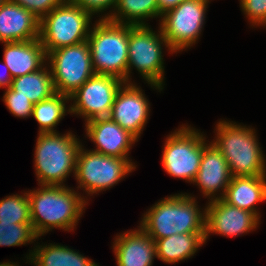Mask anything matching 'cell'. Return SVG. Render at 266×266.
I'll return each instance as SVG.
<instances>
[{
  "label": "cell",
  "mask_w": 266,
  "mask_h": 266,
  "mask_svg": "<svg viewBox=\"0 0 266 266\" xmlns=\"http://www.w3.org/2000/svg\"><path fill=\"white\" fill-rule=\"evenodd\" d=\"M27 195L32 226L39 237L54 228L74 231L87 203L84 196L65 185H41L40 189L27 191Z\"/></svg>",
  "instance_id": "cell-1"
},
{
  "label": "cell",
  "mask_w": 266,
  "mask_h": 266,
  "mask_svg": "<svg viewBox=\"0 0 266 266\" xmlns=\"http://www.w3.org/2000/svg\"><path fill=\"white\" fill-rule=\"evenodd\" d=\"M197 206L193 196L182 193L170 195L144 214L140 227L154 241L175 234L205 233V209L203 213Z\"/></svg>",
  "instance_id": "cell-2"
},
{
  "label": "cell",
  "mask_w": 266,
  "mask_h": 266,
  "mask_svg": "<svg viewBox=\"0 0 266 266\" xmlns=\"http://www.w3.org/2000/svg\"><path fill=\"white\" fill-rule=\"evenodd\" d=\"M216 131L211 143L226 159L232 177L266 176L265 155L254 129L224 120L218 122Z\"/></svg>",
  "instance_id": "cell-3"
},
{
  "label": "cell",
  "mask_w": 266,
  "mask_h": 266,
  "mask_svg": "<svg viewBox=\"0 0 266 266\" xmlns=\"http://www.w3.org/2000/svg\"><path fill=\"white\" fill-rule=\"evenodd\" d=\"M128 40V24L98 20L87 39L95 74L114 76L127 83Z\"/></svg>",
  "instance_id": "cell-4"
},
{
  "label": "cell",
  "mask_w": 266,
  "mask_h": 266,
  "mask_svg": "<svg viewBox=\"0 0 266 266\" xmlns=\"http://www.w3.org/2000/svg\"><path fill=\"white\" fill-rule=\"evenodd\" d=\"M72 132L38 133L35 146V173L39 185L64 186L71 172L75 173L76 158L81 147Z\"/></svg>",
  "instance_id": "cell-5"
},
{
  "label": "cell",
  "mask_w": 266,
  "mask_h": 266,
  "mask_svg": "<svg viewBox=\"0 0 266 266\" xmlns=\"http://www.w3.org/2000/svg\"><path fill=\"white\" fill-rule=\"evenodd\" d=\"M92 15L64 0L40 20V41L46 55L63 47L87 41Z\"/></svg>",
  "instance_id": "cell-6"
},
{
  "label": "cell",
  "mask_w": 266,
  "mask_h": 266,
  "mask_svg": "<svg viewBox=\"0 0 266 266\" xmlns=\"http://www.w3.org/2000/svg\"><path fill=\"white\" fill-rule=\"evenodd\" d=\"M160 30V31H159ZM158 34L148 25H129L127 83L131 67H135L146 83L162 91L164 66L162 45L170 49L159 27Z\"/></svg>",
  "instance_id": "cell-7"
},
{
  "label": "cell",
  "mask_w": 266,
  "mask_h": 266,
  "mask_svg": "<svg viewBox=\"0 0 266 266\" xmlns=\"http://www.w3.org/2000/svg\"><path fill=\"white\" fill-rule=\"evenodd\" d=\"M129 158L103 155L92 150L79 148L74 177L89 195L116 185L136 167Z\"/></svg>",
  "instance_id": "cell-8"
},
{
  "label": "cell",
  "mask_w": 266,
  "mask_h": 266,
  "mask_svg": "<svg viewBox=\"0 0 266 266\" xmlns=\"http://www.w3.org/2000/svg\"><path fill=\"white\" fill-rule=\"evenodd\" d=\"M203 151V134L184 125L166 138L161 157L163 168L170 176L192 183L198 173Z\"/></svg>",
  "instance_id": "cell-9"
},
{
  "label": "cell",
  "mask_w": 266,
  "mask_h": 266,
  "mask_svg": "<svg viewBox=\"0 0 266 266\" xmlns=\"http://www.w3.org/2000/svg\"><path fill=\"white\" fill-rule=\"evenodd\" d=\"M56 93L70 96L95 75L87 41L47 54Z\"/></svg>",
  "instance_id": "cell-10"
},
{
  "label": "cell",
  "mask_w": 266,
  "mask_h": 266,
  "mask_svg": "<svg viewBox=\"0 0 266 266\" xmlns=\"http://www.w3.org/2000/svg\"><path fill=\"white\" fill-rule=\"evenodd\" d=\"M210 0H185L161 16L160 29L173 52L191 47L199 39Z\"/></svg>",
  "instance_id": "cell-11"
},
{
  "label": "cell",
  "mask_w": 266,
  "mask_h": 266,
  "mask_svg": "<svg viewBox=\"0 0 266 266\" xmlns=\"http://www.w3.org/2000/svg\"><path fill=\"white\" fill-rule=\"evenodd\" d=\"M123 83L114 76L93 75L70 95L74 102L67 112L83 116L86 122L109 117L116 93Z\"/></svg>",
  "instance_id": "cell-12"
},
{
  "label": "cell",
  "mask_w": 266,
  "mask_h": 266,
  "mask_svg": "<svg viewBox=\"0 0 266 266\" xmlns=\"http://www.w3.org/2000/svg\"><path fill=\"white\" fill-rule=\"evenodd\" d=\"M207 204L205 242L210 233L234 237L250 232L259 224L254 213L232 206L222 198L209 200Z\"/></svg>",
  "instance_id": "cell-13"
},
{
  "label": "cell",
  "mask_w": 266,
  "mask_h": 266,
  "mask_svg": "<svg viewBox=\"0 0 266 266\" xmlns=\"http://www.w3.org/2000/svg\"><path fill=\"white\" fill-rule=\"evenodd\" d=\"M140 88L131 82H124L116 93L109 116L137 139L150 113L149 101Z\"/></svg>",
  "instance_id": "cell-14"
},
{
  "label": "cell",
  "mask_w": 266,
  "mask_h": 266,
  "mask_svg": "<svg viewBox=\"0 0 266 266\" xmlns=\"http://www.w3.org/2000/svg\"><path fill=\"white\" fill-rule=\"evenodd\" d=\"M86 135L95 143L94 152L129 158L128 152L138 139L109 117L95 118L85 123Z\"/></svg>",
  "instance_id": "cell-15"
},
{
  "label": "cell",
  "mask_w": 266,
  "mask_h": 266,
  "mask_svg": "<svg viewBox=\"0 0 266 266\" xmlns=\"http://www.w3.org/2000/svg\"><path fill=\"white\" fill-rule=\"evenodd\" d=\"M204 137V151L198 173L192 183H196L205 197L210 200L223 198L232 176L226 159L213 143L207 144ZM221 193L216 197L218 190Z\"/></svg>",
  "instance_id": "cell-16"
},
{
  "label": "cell",
  "mask_w": 266,
  "mask_h": 266,
  "mask_svg": "<svg viewBox=\"0 0 266 266\" xmlns=\"http://www.w3.org/2000/svg\"><path fill=\"white\" fill-rule=\"evenodd\" d=\"M40 19L17 3L5 0L0 7V41L39 39Z\"/></svg>",
  "instance_id": "cell-17"
},
{
  "label": "cell",
  "mask_w": 266,
  "mask_h": 266,
  "mask_svg": "<svg viewBox=\"0 0 266 266\" xmlns=\"http://www.w3.org/2000/svg\"><path fill=\"white\" fill-rule=\"evenodd\" d=\"M113 249L118 266H151L156 243L140 226L115 237Z\"/></svg>",
  "instance_id": "cell-18"
},
{
  "label": "cell",
  "mask_w": 266,
  "mask_h": 266,
  "mask_svg": "<svg viewBox=\"0 0 266 266\" xmlns=\"http://www.w3.org/2000/svg\"><path fill=\"white\" fill-rule=\"evenodd\" d=\"M4 46L3 63L13 78L36 72L46 64L47 55L40 39L4 42Z\"/></svg>",
  "instance_id": "cell-19"
},
{
  "label": "cell",
  "mask_w": 266,
  "mask_h": 266,
  "mask_svg": "<svg viewBox=\"0 0 266 266\" xmlns=\"http://www.w3.org/2000/svg\"><path fill=\"white\" fill-rule=\"evenodd\" d=\"M222 199L232 206L254 213L260 219L255 205L266 200V176L232 177Z\"/></svg>",
  "instance_id": "cell-20"
},
{
  "label": "cell",
  "mask_w": 266,
  "mask_h": 266,
  "mask_svg": "<svg viewBox=\"0 0 266 266\" xmlns=\"http://www.w3.org/2000/svg\"><path fill=\"white\" fill-rule=\"evenodd\" d=\"M156 258L169 264L194 256L205 243V233H182L155 240Z\"/></svg>",
  "instance_id": "cell-21"
},
{
  "label": "cell",
  "mask_w": 266,
  "mask_h": 266,
  "mask_svg": "<svg viewBox=\"0 0 266 266\" xmlns=\"http://www.w3.org/2000/svg\"><path fill=\"white\" fill-rule=\"evenodd\" d=\"M43 66L36 72L13 78L10 88L17 95L29 98L33 104L56 94L51 70Z\"/></svg>",
  "instance_id": "cell-22"
},
{
  "label": "cell",
  "mask_w": 266,
  "mask_h": 266,
  "mask_svg": "<svg viewBox=\"0 0 266 266\" xmlns=\"http://www.w3.org/2000/svg\"><path fill=\"white\" fill-rule=\"evenodd\" d=\"M29 257V258H28ZM29 263L34 266H94L93 260L84 257L74 249L63 245H41L29 253L27 256Z\"/></svg>",
  "instance_id": "cell-23"
},
{
  "label": "cell",
  "mask_w": 266,
  "mask_h": 266,
  "mask_svg": "<svg viewBox=\"0 0 266 266\" xmlns=\"http://www.w3.org/2000/svg\"><path fill=\"white\" fill-rule=\"evenodd\" d=\"M159 16L157 0H118L108 20L119 24L148 25L144 20Z\"/></svg>",
  "instance_id": "cell-24"
},
{
  "label": "cell",
  "mask_w": 266,
  "mask_h": 266,
  "mask_svg": "<svg viewBox=\"0 0 266 266\" xmlns=\"http://www.w3.org/2000/svg\"><path fill=\"white\" fill-rule=\"evenodd\" d=\"M68 100L70 96L56 93L33 105L32 117L39 123V133L56 132L54 128L64 118Z\"/></svg>",
  "instance_id": "cell-25"
},
{
  "label": "cell",
  "mask_w": 266,
  "mask_h": 266,
  "mask_svg": "<svg viewBox=\"0 0 266 266\" xmlns=\"http://www.w3.org/2000/svg\"><path fill=\"white\" fill-rule=\"evenodd\" d=\"M24 195H10L0 200V223H32L30 202Z\"/></svg>",
  "instance_id": "cell-26"
},
{
  "label": "cell",
  "mask_w": 266,
  "mask_h": 266,
  "mask_svg": "<svg viewBox=\"0 0 266 266\" xmlns=\"http://www.w3.org/2000/svg\"><path fill=\"white\" fill-rule=\"evenodd\" d=\"M36 239L32 223H0V246H20Z\"/></svg>",
  "instance_id": "cell-27"
},
{
  "label": "cell",
  "mask_w": 266,
  "mask_h": 266,
  "mask_svg": "<svg viewBox=\"0 0 266 266\" xmlns=\"http://www.w3.org/2000/svg\"><path fill=\"white\" fill-rule=\"evenodd\" d=\"M3 101L9 112L15 117L28 118L32 116L33 103L29 98L17 95V92L10 87L6 88L3 96Z\"/></svg>",
  "instance_id": "cell-28"
},
{
  "label": "cell",
  "mask_w": 266,
  "mask_h": 266,
  "mask_svg": "<svg viewBox=\"0 0 266 266\" xmlns=\"http://www.w3.org/2000/svg\"><path fill=\"white\" fill-rule=\"evenodd\" d=\"M240 7L252 26L266 25V0H240Z\"/></svg>",
  "instance_id": "cell-29"
},
{
  "label": "cell",
  "mask_w": 266,
  "mask_h": 266,
  "mask_svg": "<svg viewBox=\"0 0 266 266\" xmlns=\"http://www.w3.org/2000/svg\"><path fill=\"white\" fill-rule=\"evenodd\" d=\"M32 12L40 20L64 0H10Z\"/></svg>",
  "instance_id": "cell-30"
},
{
  "label": "cell",
  "mask_w": 266,
  "mask_h": 266,
  "mask_svg": "<svg viewBox=\"0 0 266 266\" xmlns=\"http://www.w3.org/2000/svg\"><path fill=\"white\" fill-rule=\"evenodd\" d=\"M74 4L81 7L84 11H87L91 15H95L99 12H104L108 8H112V12L105 14L101 19H109L111 17L118 0H71ZM114 8V9H113ZM94 13V14H93Z\"/></svg>",
  "instance_id": "cell-31"
},
{
  "label": "cell",
  "mask_w": 266,
  "mask_h": 266,
  "mask_svg": "<svg viewBox=\"0 0 266 266\" xmlns=\"http://www.w3.org/2000/svg\"><path fill=\"white\" fill-rule=\"evenodd\" d=\"M157 1L159 6V17H161L162 14L175 8L185 0H157Z\"/></svg>",
  "instance_id": "cell-32"
},
{
  "label": "cell",
  "mask_w": 266,
  "mask_h": 266,
  "mask_svg": "<svg viewBox=\"0 0 266 266\" xmlns=\"http://www.w3.org/2000/svg\"><path fill=\"white\" fill-rule=\"evenodd\" d=\"M4 67H5V72L7 73V75H3L4 73L0 74V88H9L11 86V82L13 80V77L10 73V70L8 68V66L4 63Z\"/></svg>",
  "instance_id": "cell-33"
},
{
  "label": "cell",
  "mask_w": 266,
  "mask_h": 266,
  "mask_svg": "<svg viewBox=\"0 0 266 266\" xmlns=\"http://www.w3.org/2000/svg\"><path fill=\"white\" fill-rule=\"evenodd\" d=\"M4 1H5V0H0V7H1V5L3 4Z\"/></svg>",
  "instance_id": "cell-34"
}]
</instances>
